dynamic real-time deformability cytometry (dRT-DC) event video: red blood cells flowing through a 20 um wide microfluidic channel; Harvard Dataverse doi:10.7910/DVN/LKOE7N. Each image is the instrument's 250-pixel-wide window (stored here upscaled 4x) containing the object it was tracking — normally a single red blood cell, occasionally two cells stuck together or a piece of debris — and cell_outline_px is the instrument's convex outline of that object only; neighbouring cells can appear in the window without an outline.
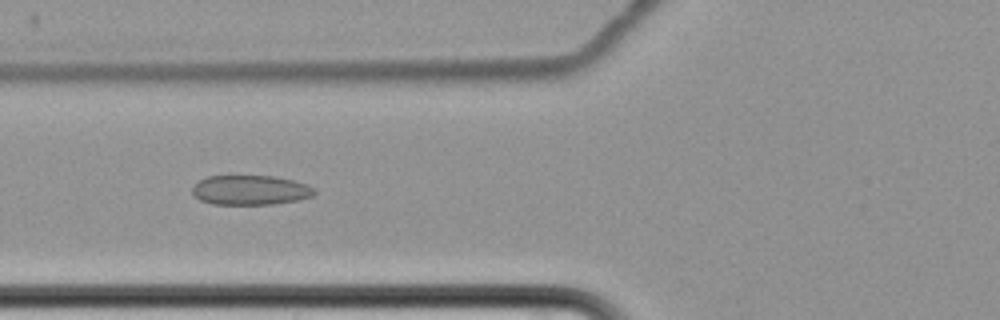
{"species": "common noctule bat (a hibernating species)", "species_latin": "Nyctalus noctula", "temperature_condition": "cold", "stored_images_in_passage": 9, "camera_frame_rate_fps": 3000, "um_per_image_px": 0.085, "animal": {"sex": "female", "body_mass_g": 22.7, "forearm_length_mm": 54.2}, "frame": {"image": 1, "passage_image": 8, "time_ms": 9.333, "image_size_px": [1000, 320], "cell_outline_px": [[316, 192], [312, 196], [300, 200], [272, 204], [212, 204], [200, 200], [192, 196], [192, 188], [200, 180], [208, 176], [276, 176], [308, 184], [316, 188]], "centroid_in_image_um": [21.3, 16.16], "position_along_channel_um": 104.5, "area_um2": 21.27}}
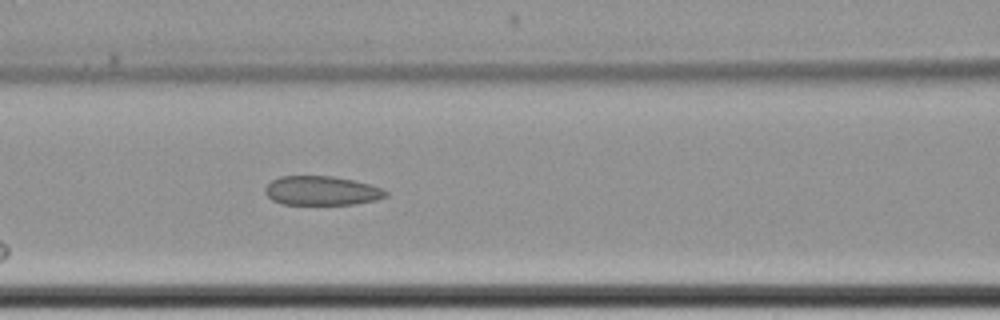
{"frame": {"image": 2, "passage_image": 9, "time_ms": 10.333, "image_size_px": [1000, 320], "cell_outline_px": [[388, 196], [376, 200], [352, 204], [284, 204], [272, 200], [264, 192], [264, 188], [272, 180], [280, 176], [332, 176], [356, 180], [380, 188], [388, 192]], "centroid_in_image_um": [27.33, 16.2], "position_along_channel_um": 139.3, "area_um2": 20.46}}